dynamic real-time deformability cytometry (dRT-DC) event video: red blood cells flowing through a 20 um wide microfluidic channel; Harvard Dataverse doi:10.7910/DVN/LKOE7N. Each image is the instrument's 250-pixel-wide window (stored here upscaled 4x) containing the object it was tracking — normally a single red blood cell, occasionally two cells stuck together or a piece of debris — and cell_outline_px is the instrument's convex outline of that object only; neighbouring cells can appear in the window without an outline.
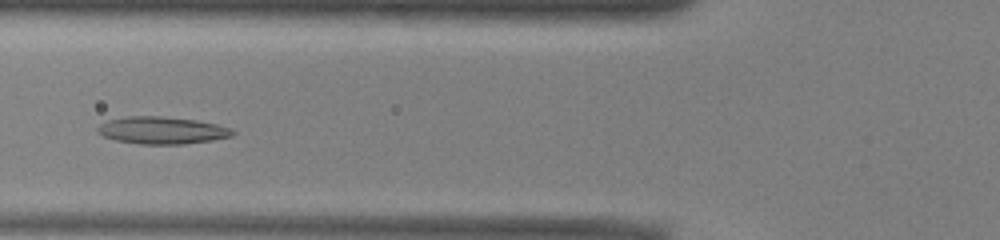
{"species": "common noctule bat (a hibernating species)", "species_latin": "Nyctalus noctula", "temperature_condition": "warm", "stored_images_in_passage": 42, "camera_frame_rate_fps": 3000, "um_per_image_px": 0.085, "animal": {"sex": "male", "body_mass_g": 13.0, "forearm_length_mm": 53.1}, "frame": {"image": 1, "passage_image": 10, "time_ms": 3.0, "image_size_px": [1000, 240], "cell_outline_px": [[236, 132], [232, 136], [212, 140], [184, 144], [140, 144], [116, 140], [104, 136], [96, 132], [96, 128], [100, 124], [108, 120], [124, 116], [160, 116], [196, 120], [216, 124], [228, 128]], "centroid_in_image_um": [13.73, 11.08], "position_along_channel_um": 112.1, "area_um2": 21.39}}
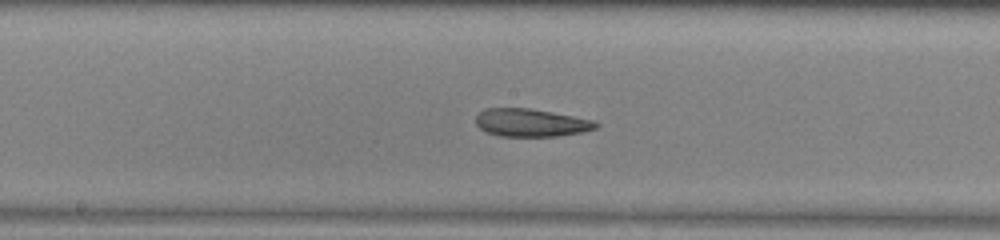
{"frame": {"image": 2, "passage_image": 17, "time_ms": 5.333, "image_size_px": [1000, 240], "cell_outline_px": [[600, 124], [596, 128], [580, 132], [556, 136], [500, 136], [488, 132], [480, 128], [476, 124], [476, 116], [484, 108], [528, 108], [552, 112], [592, 120]], "centroid_in_image_um": [45.1, 10.42], "position_along_channel_um": 203.1, "area_um2": 19.25}}
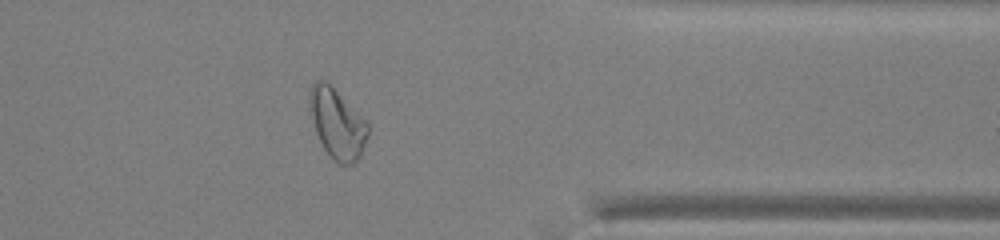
{"frame": {"image": 3, "passage_image": 32, "time_ms": 10.333, "image_size_px": [1000, 240], "cell_outline_px": [[368, 136], [360, 156], [356, 164], [340, 164], [324, 148], [316, 132], [308, 108], [308, 100], [312, 84], [316, 80], [324, 80], [368, 124]], "centroid_in_image_um": [28.64, 10.53], "position_along_channel_um": 382.8, "area_um2": 23.0}, "authors_computed_cell_mechanics": {"area_um2": 21.4149, "velocity_mm_per_s": 3.9042, "shape_relaxation_time_tau1_ms": 10.3635, "shape_relaxation_time_tau2_ms": 4.1172, "deformation_change_tau1": 0.2674, "deformation_change_tau2": 0.1337}}